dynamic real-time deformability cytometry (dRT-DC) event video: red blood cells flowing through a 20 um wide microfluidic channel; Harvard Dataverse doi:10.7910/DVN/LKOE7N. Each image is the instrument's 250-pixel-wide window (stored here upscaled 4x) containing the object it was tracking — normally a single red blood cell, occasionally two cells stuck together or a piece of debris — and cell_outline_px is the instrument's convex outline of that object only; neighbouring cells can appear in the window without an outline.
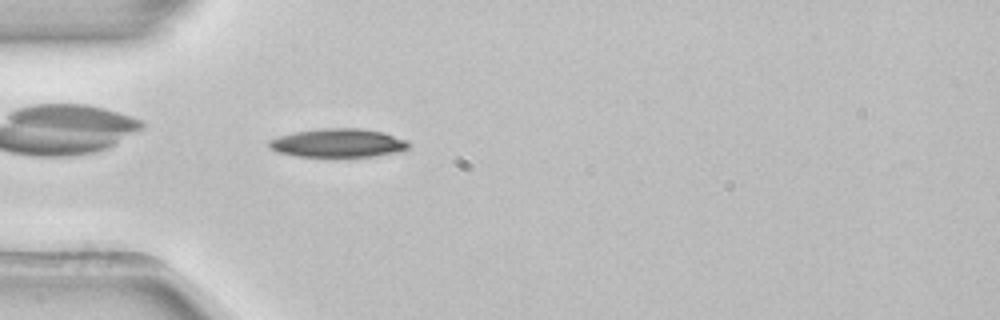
{"species": "common noctule bat (a hibernating species)", "species_latin": "Nyctalus noctula", "temperature_condition": "room temperature", "stored_images_in_passage": 53, "camera_frame_rate_fps": 3000, "um_per_image_px": 0.085, "animal": {"sex": "female", "body_mass_g": 22.7, "forearm_length_mm": 54.2}, "frame": {"image": 1, "passage_image": 16, "time_ms": 5.0, "image_size_px": [1000, 320], "cell_outline_px": [[412, 144], [408, 152], [372, 156], [296, 156], [276, 152], [268, 148], [268, 140], [292, 132], [320, 128], [360, 128], [384, 132], [408, 140]], "centroid_in_image_um": [28.81, 12.15], "position_along_channel_um": 56.2, "area_um2": 23.81}, "authors_computed_cell_mechanics": {"area_um2": 21.7328, "velocity_mm_per_s": 3.9095, "shape_relaxation_time_tau1_ms": 3.1738, "shape_relaxation_time_tau2_ms": null, "deformation_change_tau1": 0.1332, "deformation_change_tau2": null}}